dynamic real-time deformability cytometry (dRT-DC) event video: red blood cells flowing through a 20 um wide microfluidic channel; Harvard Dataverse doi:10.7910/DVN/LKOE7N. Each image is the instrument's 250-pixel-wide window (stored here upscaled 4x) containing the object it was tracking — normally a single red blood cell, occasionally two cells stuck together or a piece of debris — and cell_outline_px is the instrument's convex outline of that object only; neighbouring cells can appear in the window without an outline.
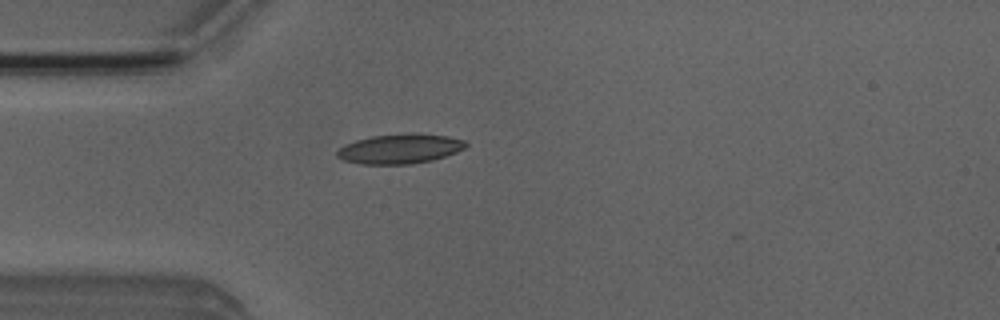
{"species": "Egyptian fruit bat (a non-hibernating species)", "species_latin": "Rousettus aegyptiacus", "temperature_condition": "room temperature", "stored_images_in_passage": 2, "camera_frame_rate_fps": 3000, "um_per_image_px": 0.085, "animal": {"sex": "male"}, "frame": {"image": 1, "passage_image": 2, "time_ms": 1.0, "image_size_px": [1000, 320], "cell_outline_px": [[468, 144], [464, 148], [456, 152], [432, 160], [412, 164], [360, 164], [344, 160], [336, 156], [336, 152], [344, 144], [356, 140], [372, 136], [412, 132], [448, 136], [464, 140]], "centroid_in_image_um": [33.98, 12.64], "position_along_channel_um": 51.0, "area_um2": 22.37}}